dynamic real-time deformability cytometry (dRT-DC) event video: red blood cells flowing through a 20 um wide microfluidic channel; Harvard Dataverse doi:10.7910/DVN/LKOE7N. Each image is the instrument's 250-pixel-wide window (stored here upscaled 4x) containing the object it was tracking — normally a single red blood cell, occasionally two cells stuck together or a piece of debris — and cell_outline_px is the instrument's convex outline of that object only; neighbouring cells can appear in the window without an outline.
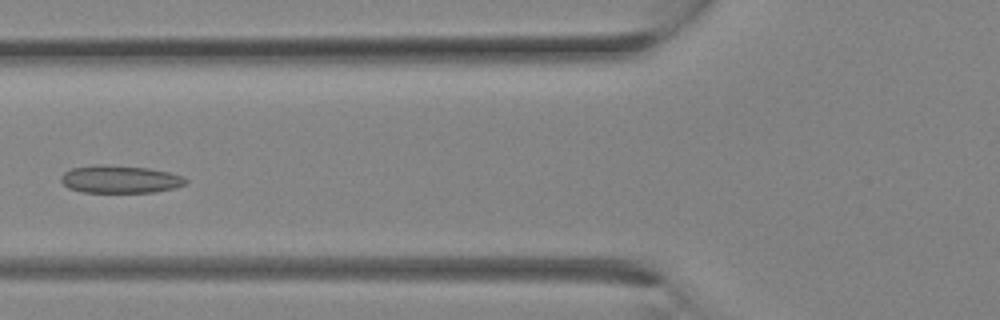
{"species": "Egyptian fruit bat (a non-hibernating species)", "species_latin": "Rousettus aegyptiacus", "temperature_condition": "room temperature", "stored_images_in_passage": 10, "camera_frame_rate_fps": 3000, "um_per_image_px": 0.085, "animal": {"sex": "female"}, "frame": {"image": 1, "passage_image": 9, "time_ms": 2.667, "image_size_px": [1000, 320], "cell_outline_px": [[188, 180], [184, 184], [176, 188], [156, 192], [84, 192], [68, 188], [60, 180], [60, 176], [64, 172], [72, 168], [92, 164], [104, 164], [148, 168], [168, 172], [184, 176]], "centroid_in_image_um": [10.19, 15.23], "position_along_channel_um": 115.6, "area_um2": 20.29}}